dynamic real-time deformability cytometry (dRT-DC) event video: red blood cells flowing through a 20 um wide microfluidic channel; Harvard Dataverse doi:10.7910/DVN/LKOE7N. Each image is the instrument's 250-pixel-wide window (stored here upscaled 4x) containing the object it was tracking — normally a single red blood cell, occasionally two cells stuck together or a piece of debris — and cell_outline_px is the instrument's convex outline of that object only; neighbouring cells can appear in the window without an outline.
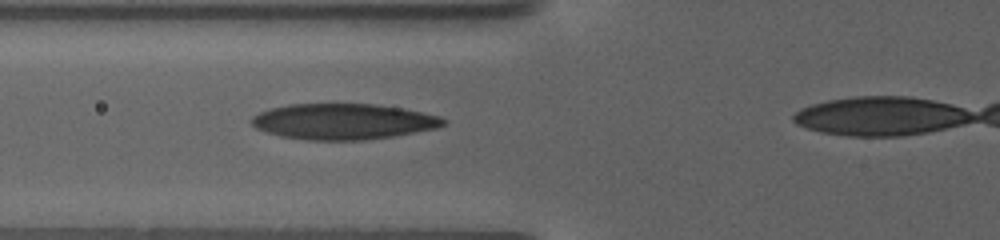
{"species": "human", "species_latin": "Homo sapiens", "temperature_condition": "warm", "stored_images_in_passage": 5, "segment_of_instrument_passage": [1, 2], "camera_frame_rate_fps": 3000, "um_per_image_px": 0.085, "donor": {"sex": "female"}, "frame": {"image": 1, "passage_image": 4, "time_ms": 3.333, "image_size_px": [1000, 240], "cell_outline_px": [[444, 124], [436, 128], [392, 136], [364, 140], [308, 140], [280, 136], [256, 128], [248, 120], [252, 116], [268, 108], [288, 104], [372, 104], [400, 108], [440, 116], [444, 120]], "centroid_in_image_um": [29.09, 10.33], "position_along_channel_um": 96.7, "area_um2": 39.77}}